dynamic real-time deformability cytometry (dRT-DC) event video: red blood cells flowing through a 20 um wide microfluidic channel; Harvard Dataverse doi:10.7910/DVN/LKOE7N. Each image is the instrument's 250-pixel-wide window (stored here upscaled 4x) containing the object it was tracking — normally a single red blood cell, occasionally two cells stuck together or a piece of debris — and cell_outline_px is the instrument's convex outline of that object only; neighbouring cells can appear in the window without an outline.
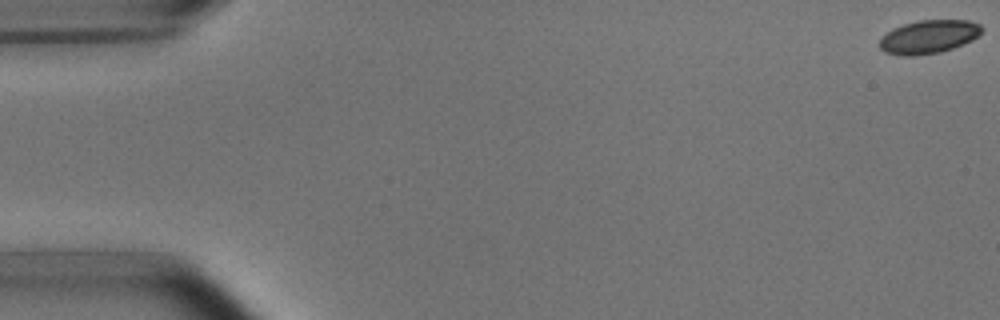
{"species": "common noctule bat (a hibernating species)", "species_latin": "Nyctalus noctula", "temperature_condition": "room temperature", "stored_images_in_passage": 5, "camera_frame_rate_fps": 3000, "um_per_image_px": 0.085, "animal": {"sex": "male", "body_mass_g": 15.6}, "frame": {"image": 1, "passage_image": 1, "time_ms": 0.0, "image_size_px": [1000, 320], "cell_outline_px": [[984, 28], [972, 40], [964, 44], [940, 52], [912, 56], [908, 56], [884, 52], [880, 48], [880, 40], [892, 28], [904, 24], [920, 20], [968, 20], [980, 24]], "centroid_in_image_um": [78.95, 3.12], "position_along_channel_um": 6.0, "area_um2": 19.71}}
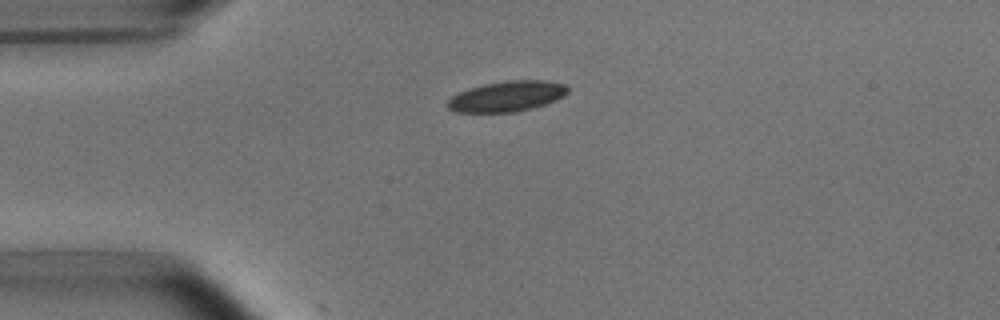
{"frame": {"image": 2, "passage_image": 4, "time_ms": 4.333, "image_size_px": [1000, 320], "cell_outline_px": [[568, 92], [564, 96], [556, 100], [532, 108], [516, 112], [456, 112], [448, 108], [448, 100], [452, 96], [468, 88], [484, 84], [508, 80], [548, 80], [564, 84], [568, 88]], "centroid_in_image_um": [43.11, 8.18], "position_along_channel_um": 41.9, "area_um2": 21.33}}